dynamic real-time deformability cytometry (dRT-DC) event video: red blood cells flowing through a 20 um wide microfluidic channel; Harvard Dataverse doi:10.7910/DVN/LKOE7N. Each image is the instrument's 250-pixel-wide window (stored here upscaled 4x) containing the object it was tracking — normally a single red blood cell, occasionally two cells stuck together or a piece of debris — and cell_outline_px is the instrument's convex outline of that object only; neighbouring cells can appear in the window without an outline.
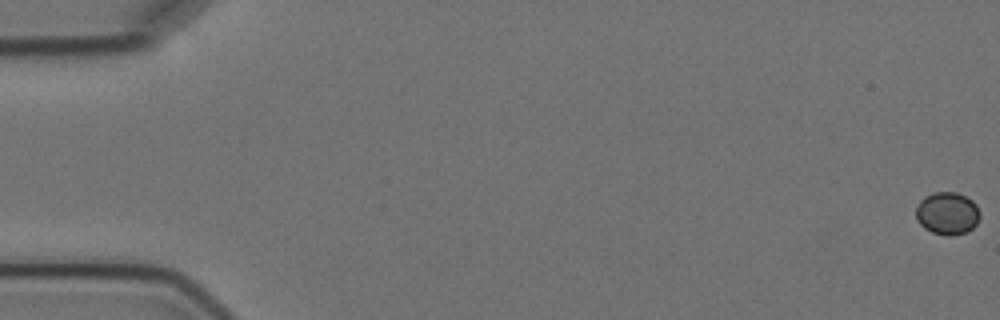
{"species": "Egyptian fruit bat (a non-hibernating species)", "species_latin": "Rousettus aegyptiacus", "temperature_condition": "cold", "stored_images_in_passage": 5, "camera_frame_rate_fps": 3000, "um_per_image_px": 0.085, "animal": {"sex": "female"}, "frame": {"image": 1, "passage_image": 1, "time_ms": 0.0, "image_size_px": [1000, 320], "cell_outline_px": [[980, 216], [976, 224], [968, 232], [952, 236], [944, 236], [932, 232], [924, 228], [916, 220], [916, 208], [920, 200], [924, 196], [936, 192], [956, 192], [972, 200], [976, 204], [980, 212]], "centroid_in_image_um": [80.52, 18.15], "position_along_channel_um": 4.5, "area_um2": 16.07}}
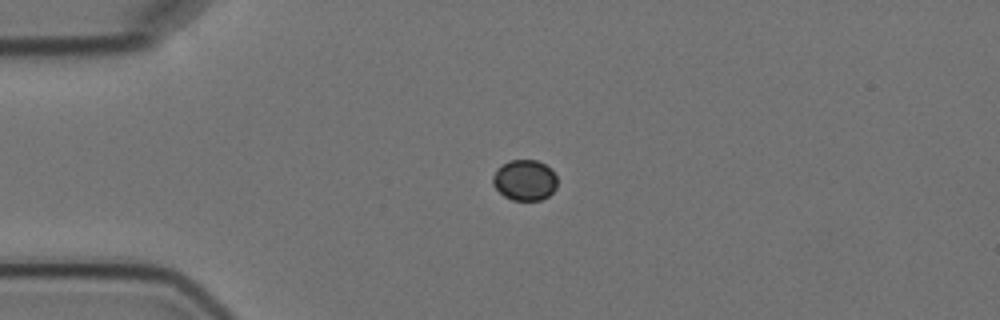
{"frame": {"image": 2, "passage_image": 4, "time_ms": 4.667, "image_size_px": [1000, 320], "cell_outline_px": [[556, 188], [548, 196], [540, 200], [512, 200], [504, 196], [492, 184], [492, 176], [496, 168], [500, 164], [508, 160], [536, 160], [552, 168], [556, 176]], "centroid_in_image_um": [44.58, 15.29], "position_along_channel_um": 40.4, "area_um2": 15.49}}